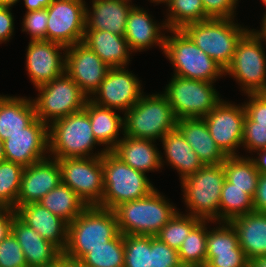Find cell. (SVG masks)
<instances>
[{
    "instance_id": "6da1fadb",
    "label": "cell",
    "mask_w": 266,
    "mask_h": 267,
    "mask_svg": "<svg viewBox=\"0 0 266 267\" xmlns=\"http://www.w3.org/2000/svg\"><path fill=\"white\" fill-rule=\"evenodd\" d=\"M118 233V223L113 210L88 206L68 224L63 260L77 263L90 249L104 246Z\"/></svg>"
},
{
    "instance_id": "7a4b0ae2",
    "label": "cell",
    "mask_w": 266,
    "mask_h": 267,
    "mask_svg": "<svg viewBox=\"0 0 266 267\" xmlns=\"http://www.w3.org/2000/svg\"><path fill=\"white\" fill-rule=\"evenodd\" d=\"M155 189L148 196L116 206L118 230L123 235L156 236L178 208Z\"/></svg>"
},
{
    "instance_id": "3957f363",
    "label": "cell",
    "mask_w": 266,
    "mask_h": 267,
    "mask_svg": "<svg viewBox=\"0 0 266 267\" xmlns=\"http://www.w3.org/2000/svg\"><path fill=\"white\" fill-rule=\"evenodd\" d=\"M49 153L55 159L102 156L106 150L92 152L97 142L90 118L81 110L52 122L48 126Z\"/></svg>"
},
{
    "instance_id": "277c9868",
    "label": "cell",
    "mask_w": 266,
    "mask_h": 267,
    "mask_svg": "<svg viewBox=\"0 0 266 267\" xmlns=\"http://www.w3.org/2000/svg\"><path fill=\"white\" fill-rule=\"evenodd\" d=\"M104 195L97 207L113 210L123 202L142 199L156 187L145 173L128 166L112 151L102 155Z\"/></svg>"
},
{
    "instance_id": "5b68a950",
    "label": "cell",
    "mask_w": 266,
    "mask_h": 267,
    "mask_svg": "<svg viewBox=\"0 0 266 267\" xmlns=\"http://www.w3.org/2000/svg\"><path fill=\"white\" fill-rule=\"evenodd\" d=\"M177 119L167 97L161 93H145L124 113V133L128 137L159 141L176 129Z\"/></svg>"
},
{
    "instance_id": "8992f818",
    "label": "cell",
    "mask_w": 266,
    "mask_h": 267,
    "mask_svg": "<svg viewBox=\"0 0 266 267\" xmlns=\"http://www.w3.org/2000/svg\"><path fill=\"white\" fill-rule=\"evenodd\" d=\"M205 54L224 70L230 64L241 38L250 30L232 19H208L181 29Z\"/></svg>"
},
{
    "instance_id": "52a82bcc",
    "label": "cell",
    "mask_w": 266,
    "mask_h": 267,
    "mask_svg": "<svg viewBox=\"0 0 266 267\" xmlns=\"http://www.w3.org/2000/svg\"><path fill=\"white\" fill-rule=\"evenodd\" d=\"M165 32H170L171 36H165L162 53L171 61L175 76L214 83L224 75V69L181 29H168Z\"/></svg>"
},
{
    "instance_id": "ba28073f",
    "label": "cell",
    "mask_w": 266,
    "mask_h": 267,
    "mask_svg": "<svg viewBox=\"0 0 266 267\" xmlns=\"http://www.w3.org/2000/svg\"><path fill=\"white\" fill-rule=\"evenodd\" d=\"M226 177L223 163L204 165L181 181L184 204L191 216L219 222L221 190Z\"/></svg>"
},
{
    "instance_id": "9c48e42d",
    "label": "cell",
    "mask_w": 266,
    "mask_h": 267,
    "mask_svg": "<svg viewBox=\"0 0 266 267\" xmlns=\"http://www.w3.org/2000/svg\"><path fill=\"white\" fill-rule=\"evenodd\" d=\"M213 85L212 82L173 75L163 94L177 120L203 118L222 100Z\"/></svg>"
},
{
    "instance_id": "30bf717a",
    "label": "cell",
    "mask_w": 266,
    "mask_h": 267,
    "mask_svg": "<svg viewBox=\"0 0 266 267\" xmlns=\"http://www.w3.org/2000/svg\"><path fill=\"white\" fill-rule=\"evenodd\" d=\"M36 89L38 97L32 99L36 116L48 126L57 119L83 110L88 101L66 72Z\"/></svg>"
},
{
    "instance_id": "8fae6325",
    "label": "cell",
    "mask_w": 266,
    "mask_h": 267,
    "mask_svg": "<svg viewBox=\"0 0 266 267\" xmlns=\"http://www.w3.org/2000/svg\"><path fill=\"white\" fill-rule=\"evenodd\" d=\"M262 42L250 29L239 41L230 64L224 70V76L234 77L245 95L266 92V54Z\"/></svg>"
},
{
    "instance_id": "7c38bea8",
    "label": "cell",
    "mask_w": 266,
    "mask_h": 267,
    "mask_svg": "<svg viewBox=\"0 0 266 267\" xmlns=\"http://www.w3.org/2000/svg\"><path fill=\"white\" fill-rule=\"evenodd\" d=\"M57 160L62 183L69 186L87 206H97L104 195L102 156Z\"/></svg>"
},
{
    "instance_id": "4fadbf2b",
    "label": "cell",
    "mask_w": 266,
    "mask_h": 267,
    "mask_svg": "<svg viewBox=\"0 0 266 267\" xmlns=\"http://www.w3.org/2000/svg\"><path fill=\"white\" fill-rule=\"evenodd\" d=\"M85 0H53L47 8V41L65 47L81 43L85 33Z\"/></svg>"
},
{
    "instance_id": "5bb4252c",
    "label": "cell",
    "mask_w": 266,
    "mask_h": 267,
    "mask_svg": "<svg viewBox=\"0 0 266 267\" xmlns=\"http://www.w3.org/2000/svg\"><path fill=\"white\" fill-rule=\"evenodd\" d=\"M246 112L244 105L222 99L205 117L209 134L226 156H238L243 141Z\"/></svg>"
},
{
    "instance_id": "9a60e30c",
    "label": "cell",
    "mask_w": 266,
    "mask_h": 267,
    "mask_svg": "<svg viewBox=\"0 0 266 267\" xmlns=\"http://www.w3.org/2000/svg\"><path fill=\"white\" fill-rule=\"evenodd\" d=\"M126 67L110 68L98 90L90 98L97 105L125 113L143 95L139 78Z\"/></svg>"
},
{
    "instance_id": "2e32d148",
    "label": "cell",
    "mask_w": 266,
    "mask_h": 267,
    "mask_svg": "<svg viewBox=\"0 0 266 267\" xmlns=\"http://www.w3.org/2000/svg\"><path fill=\"white\" fill-rule=\"evenodd\" d=\"M65 55V72L90 99L110 67L82 42L68 46Z\"/></svg>"
},
{
    "instance_id": "e0dca14e",
    "label": "cell",
    "mask_w": 266,
    "mask_h": 267,
    "mask_svg": "<svg viewBox=\"0 0 266 267\" xmlns=\"http://www.w3.org/2000/svg\"><path fill=\"white\" fill-rule=\"evenodd\" d=\"M66 49L59 43L47 40L29 42L25 68L35 88L65 73Z\"/></svg>"
},
{
    "instance_id": "ac0fdd59",
    "label": "cell",
    "mask_w": 266,
    "mask_h": 267,
    "mask_svg": "<svg viewBox=\"0 0 266 267\" xmlns=\"http://www.w3.org/2000/svg\"><path fill=\"white\" fill-rule=\"evenodd\" d=\"M5 160L29 166L49 154L48 125L36 118L22 132L3 141Z\"/></svg>"
},
{
    "instance_id": "d6986e66",
    "label": "cell",
    "mask_w": 266,
    "mask_h": 267,
    "mask_svg": "<svg viewBox=\"0 0 266 267\" xmlns=\"http://www.w3.org/2000/svg\"><path fill=\"white\" fill-rule=\"evenodd\" d=\"M62 182L58 160L48 156L26 166L23 170L16 209L29 203H37Z\"/></svg>"
},
{
    "instance_id": "ffe728a7",
    "label": "cell",
    "mask_w": 266,
    "mask_h": 267,
    "mask_svg": "<svg viewBox=\"0 0 266 267\" xmlns=\"http://www.w3.org/2000/svg\"><path fill=\"white\" fill-rule=\"evenodd\" d=\"M11 233L23 250L27 267H56L63 261V252L17 215L13 218Z\"/></svg>"
},
{
    "instance_id": "44dd1931",
    "label": "cell",
    "mask_w": 266,
    "mask_h": 267,
    "mask_svg": "<svg viewBox=\"0 0 266 267\" xmlns=\"http://www.w3.org/2000/svg\"><path fill=\"white\" fill-rule=\"evenodd\" d=\"M156 23L152 15L140 6H133L130 10L126 29L125 39L128 42L132 52H142L152 48L154 45L159 46L164 51L165 33L161 31L168 30L166 23Z\"/></svg>"
},
{
    "instance_id": "7402d4cb",
    "label": "cell",
    "mask_w": 266,
    "mask_h": 267,
    "mask_svg": "<svg viewBox=\"0 0 266 267\" xmlns=\"http://www.w3.org/2000/svg\"><path fill=\"white\" fill-rule=\"evenodd\" d=\"M86 6L85 30L108 31L125 36L127 17L134 6L132 0H92ZM92 9V10H91Z\"/></svg>"
},
{
    "instance_id": "603a6c76",
    "label": "cell",
    "mask_w": 266,
    "mask_h": 267,
    "mask_svg": "<svg viewBox=\"0 0 266 267\" xmlns=\"http://www.w3.org/2000/svg\"><path fill=\"white\" fill-rule=\"evenodd\" d=\"M16 215L40 236L55 244L62 252L67 246L68 223L51 213L39 202L19 206Z\"/></svg>"
},
{
    "instance_id": "cb8c5ba5",
    "label": "cell",
    "mask_w": 266,
    "mask_h": 267,
    "mask_svg": "<svg viewBox=\"0 0 266 267\" xmlns=\"http://www.w3.org/2000/svg\"><path fill=\"white\" fill-rule=\"evenodd\" d=\"M155 142L150 139H138L123 135L112 152L137 171L145 174L149 171L155 172L165 165L162 153L155 146Z\"/></svg>"
},
{
    "instance_id": "d4e9b609",
    "label": "cell",
    "mask_w": 266,
    "mask_h": 267,
    "mask_svg": "<svg viewBox=\"0 0 266 267\" xmlns=\"http://www.w3.org/2000/svg\"><path fill=\"white\" fill-rule=\"evenodd\" d=\"M176 129L190 144L203 165H218L225 161L227 156L214 142L203 118L179 119Z\"/></svg>"
},
{
    "instance_id": "484cf974",
    "label": "cell",
    "mask_w": 266,
    "mask_h": 267,
    "mask_svg": "<svg viewBox=\"0 0 266 267\" xmlns=\"http://www.w3.org/2000/svg\"><path fill=\"white\" fill-rule=\"evenodd\" d=\"M229 223L236 231L239 246L249 261L266 256V214L253 211L233 218Z\"/></svg>"
},
{
    "instance_id": "4316f807",
    "label": "cell",
    "mask_w": 266,
    "mask_h": 267,
    "mask_svg": "<svg viewBox=\"0 0 266 267\" xmlns=\"http://www.w3.org/2000/svg\"><path fill=\"white\" fill-rule=\"evenodd\" d=\"M82 43L96 53L110 68H127L131 61L130 54L133 52L124 36L108 31L85 30Z\"/></svg>"
},
{
    "instance_id": "83f0119b",
    "label": "cell",
    "mask_w": 266,
    "mask_h": 267,
    "mask_svg": "<svg viewBox=\"0 0 266 267\" xmlns=\"http://www.w3.org/2000/svg\"><path fill=\"white\" fill-rule=\"evenodd\" d=\"M33 100L27 97L0 95V139L22 132L35 119Z\"/></svg>"
},
{
    "instance_id": "f1b7e54d",
    "label": "cell",
    "mask_w": 266,
    "mask_h": 267,
    "mask_svg": "<svg viewBox=\"0 0 266 267\" xmlns=\"http://www.w3.org/2000/svg\"><path fill=\"white\" fill-rule=\"evenodd\" d=\"M90 118L91 128L97 142L106 151H112L122 139L119 133H124L123 116L116 110L95 104L90 99L83 109Z\"/></svg>"
},
{
    "instance_id": "f546056e",
    "label": "cell",
    "mask_w": 266,
    "mask_h": 267,
    "mask_svg": "<svg viewBox=\"0 0 266 267\" xmlns=\"http://www.w3.org/2000/svg\"><path fill=\"white\" fill-rule=\"evenodd\" d=\"M165 160L174 170H177L180 180L193 175L204 165L190 144L177 130L168 132L161 140Z\"/></svg>"
},
{
    "instance_id": "4dcf8cb0",
    "label": "cell",
    "mask_w": 266,
    "mask_h": 267,
    "mask_svg": "<svg viewBox=\"0 0 266 267\" xmlns=\"http://www.w3.org/2000/svg\"><path fill=\"white\" fill-rule=\"evenodd\" d=\"M39 203L68 224L88 207L69 186L62 182L41 198Z\"/></svg>"
},
{
    "instance_id": "1f68e13d",
    "label": "cell",
    "mask_w": 266,
    "mask_h": 267,
    "mask_svg": "<svg viewBox=\"0 0 266 267\" xmlns=\"http://www.w3.org/2000/svg\"><path fill=\"white\" fill-rule=\"evenodd\" d=\"M241 156L226 157L223 162L225 177L233 187L243 189L253 198L260 174L250 156Z\"/></svg>"
},
{
    "instance_id": "d6a6232c",
    "label": "cell",
    "mask_w": 266,
    "mask_h": 267,
    "mask_svg": "<svg viewBox=\"0 0 266 267\" xmlns=\"http://www.w3.org/2000/svg\"><path fill=\"white\" fill-rule=\"evenodd\" d=\"M253 211V198L243 189L233 187V184L225 179L220 196L219 222H229Z\"/></svg>"
},
{
    "instance_id": "836d02e7",
    "label": "cell",
    "mask_w": 266,
    "mask_h": 267,
    "mask_svg": "<svg viewBox=\"0 0 266 267\" xmlns=\"http://www.w3.org/2000/svg\"><path fill=\"white\" fill-rule=\"evenodd\" d=\"M214 223L210 220H201L184 239L178 249L180 261L183 265L206 266L207 253V223Z\"/></svg>"
},
{
    "instance_id": "e575fe53",
    "label": "cell",
    "mask_w": 266,
    "mask_h": 267,
    "mask_svg": "<svg viewBox=\"0 0 266 267\" xmlns=\"http://www.w3.org/2000/svg\"><path fill=\"white\" fill-rule=\"evenodd\" d=\"M77 263L82 267H124V235L119 232L104 246L90 249Z\"/></svg>"
},
{
    "instance_id": "d590c367",
    "label": "cell",
    "mask_w": 266,
    "mask_h": 267,
    "mask_svg": "<svg viewBox=\"0 0 266 267\" xmlns=\"http://www.w3.org/2000/svg\"><path fill=\"white\" fill-rule=\"evenodd\" d=\"M166 7L167 19L164 22L169 30L210 19L205 14L202 0H170Z\"/></svg>"
},
{
    "instance_id": "8d00e7d4",
    "label": "cell",
    "mask_w": 266,
    "mask_h": 267,
    "mask_svg": "<svg viewBox=\"0 0 266 267\" xmlns=\"http://www.w3.org/2000/svg\"><path fill=\"white\" fill-rule=\"evenodd\" d=\"M24 166L10 161L0 162V207L16 210Z\"/></svg>"
},
{
    "instance_id": "74e56055",
    "label": "cell",
    "mask_w": 266,
    "mask_h": 267,
    "mask_svg": "<svg viewBox=\"0 0 266 267\" xmlns=\"http://www.w3.org/2000/svg\"><path fill=\"white\" fill-rule=\"evenodd\" d=\"M200 221V218L187 213L185 215L177 211L162 227L156 237L169 247L178 250L184 242V239Z\"/></svg>"
},
{
    "instance_id": "f35d334b",
    "label": "cell",
    "mask_w": 266,
    "mask_h": 267,
    "mask_svg": "<svg viewBox=\"0 0 266 267\" xmlns=\"http://www.w3.org/2000/svg\"><path fill=\"white\" fill-rule=\"evenodd\" d=\"M151 236L124 235V267H150Z\"/></svg>"
},
{
    "instance_id": "ab89813d",
    "label": "cell",
    "mask_w": 266,
    "mask_h": 267,
    "mask_svg": "<svg viewBox=\"0 0 266 267\" xmlns=\"http://www.w3.org/2000/svg\"><path fill=\"white\" fill-rule=\"evenodd\" d=\"M215 223L219 225L208 230L207 252L242 250L233 226L229 222Z\"/></svg>"
},
{
    "instance_id": "60d3db41",
    "label": "cell",
    "mask_w": 266,
    "mask_h": 267,
    "mask_svg": "<svg viewBox=\"0 0 266 267\" xmlns=\"http://www.w3.org/2000/svg\"><path fill=\"white\" fill-rule=\"evenodd\" d=\"M178 250L151 236L150 267H181Z\"/></svg>"
},
{
    "instance_id": "b9f144b4",
    "label": "cell",
    "mask_w": 266,
    "mask_h": 267,
    "mask_svg": "<svg viewBox=\"0 0 266 267\" xmlns=\"http://www.w3.org/2000/svg\"><path fill=\"white\" fill-rule=\"evenodd\" d=\"M0 267H27L23 250L12 233L0 242Z\"/></svg>"
},
{
    "instance_id": "7bdbcfd3",
    "label": "cell",
    "mask_w": 266,
    "mask_h": 267,
    "mask_svg": "<svg viewBox=\"0 0 266 267\" xmlns=\"http://www.w3.org/2000/svg\"><path fill=\"white\" fill-rule=\"evenodd\" d=\"M22 24V32L30 35V41L47 40V9L26 12Z\"/></svg>"
},
{
    "instance_id": "ee69618b",
    "label": "cell",
    "mask_w": 266,
    "mask_h": 267,
    "mask_svg": "<svg viewBox=\"0 0 266 267\" xmlns=\"http://www.w3.org/2000/svg\"><path fill=\"white\" fill-rule=\"evenodd\" d=\"M242 146L248 153L266 149V125H258L246 115Z\"/></svg>"
},
{
    "instance_id": "f6af8a7d",
    "label": "cell",
    "mask_w": 266,
    "mask_h": 267,
    "mask_svg": "<svg viewBox=\"0 0 266 267\" xmlns=\"http://www.w3.org/2000/svg\"><path fill=\"white\" fill-rule=\"evenodd\" d=\"M250 261L243 250L207 252L205 267H249Z\"/></svg>"
},
{
    "instance_id": "bcb514c9",
    "label": "cell",
    "mask_w": 266,
    "mask_h": 267,
    "mask_svg": "<svg viewBox=\"0 0 266 267\" xmlns=\"http://www.w3.org/2000/svg\"><path fill=\"white\" fill-rule=\"evenodd\" d=\"M238 2L239 0H202L205 14L211 19L235 18Z\"/></svg>"
},
{
    "instance_id": "7dc6e473",
    "label": "cell",
    "mask_w": 266,
    "mask_h": 267,
    "mask_svg": "<svg viewBox=\"0 0 266 267\" xmlns=\"http://www.w3.org/2000/svg\"><path fill=\"white\" fill-rule=\"evenodd\" d=\"M248 101L244 102L246 115L258 125H266V92L247 93Z\"/></svg>"
},
{
    "instance_id": "c3c4849f",
    "label": "cell",
    "mask_w": 266,
    "mask_h": 267,
    "mask_svg": "<svg viewBox=\"0 0 266 267\" xmlns=\"http://www.w3.org/2000/svg\"><path fill=\"white\" fill-rule=\"evenodd\" d=\"M10 7H0V44L12 38L14 34V16Z\"/></svg>"
},
{
    "instance_id": "681fc988",
    "label": "cell",
    "mask_w": 266,
    "mask_h": 267,
    "mask_svg": "<svg viewBox=\"0 0 266 267\" xmlns=\"http://www.w3.org/2000/svg\"><path fill=\"white\" fill-rule=\"evenodd\" d=\"M253 204L256 212L266 214V174H260Z\"/></svg>"
},
{
    "instance_id": "f907efd6",
    "label": "cell",
    "mask_w": 266,
    "mask_h": 267,
    "mask_svg": "<svg viewBox=\"0 0 266 267\" xmlns=\"http://www.w3.org/2000/svg\"><path fill=\"white\" fill-rule=\"evenodd\" d=\"M16 215L14 209L0 210V242L11 233L13 218Z\"/></svg>"
},
{
    "instance_id": "816d5d0a",
    "label": "cell",
    "mask_w": 266,
    "mask_h": 267,
    "mask_svg": "<svg viewBox=\"0 0 266 267\" xmlns=\"http://www.w3.org/2000/svg\"><path fill=\"white\" fill-rule=\"evenodd\" d=\"M26 12L47 9L53 0H23Z\"/></svg>"
},
{
    "instance_id": "f5cc1de1",
    "label": "cell",
    "mask_w": 266,
    "mask_h": 267,
    "mask_svg": "<svg viewBox=\"0 0 266 267\" xmlns=\"http://www.w3.org/2000/svg\"><path fill=\"white\" fill-rule=\"evenodd\" d=\"M257 157L252 158L259 174H266V149L256 151Z\"/></svg>"
},
{
    "instance_id": "db71d44e",
    "label": "cell",
    "mask_w": 266,
    "mask_h": 267,
    "mask_svg": "<svg viewBox=\"0 0 266 267\" xmlns=\"http://www.w3.org/2000/svg\"><path fill=\"white\" fill-rule=\"evenodd\" d=\"M261 23V30L252 29V31L266 44V13L263 16Z\"/></svg>"
},
{
    "instance_id": "11a10c76",
    "label": "cell",
    "mask_w": 266,
    "mask_h": 267,
    "mask_svg": "<svg viewBox=\"0 0 266 267\" xmlns=\"http://www.w3.org/2000/svg\"><path fill=\"white\" fill-rule=\"evenodd\" d=\"M249 267H266V256H259L252 259Z\"/></svg>"
},
{
    "instance_id": "9f6ffc18",
    "label": "cell",
    "mask_w": 266,
    "mask_h": 267,
    "mask_svg": "<svg viewBox=\"0 0 266 267\" xmlns=\"http://www.w3.org/2000/svg\"><path fill=\"white\" fill-rule=\"evenodd\" d=\"M20 0H0V7H13Z\"/></svg>"
},
{
    "instance_id": "6f0895ef",
    "label": "cell",
    "mask_w": 266,
    "mask_h": 267,
    "mask_svg": "<svg viewBox=\"0 0 266 267\" xmlns=\"http://www.w3.org/2000/svg\"><path fill=\"white\" fill-rule=\"evenodd\" d=\"M1 161H5V152H4L3 141L0 139V162Z\"/></svg>"
},
{
    "instance_id": "680465c9",
    "label": "cell",
    "mask_w": 266,
    "mask_h": 267,
    "mask_svg": "<svg viewBox=\"0 0 266 267\" xmlns=\"http://www.w3.org/2000/svg\"><path fill=\"white\" fill-rule=\"evenodd\" d=\"M56 267H72V262L63 260L58 266Z\"/></svg>"
},
{
    "instance_id": "91938a15",
    "label": "cell",
    "mask_w": 266,
    "mask_h": 267,
    "mask_svg": "<svg viewBox=\"0 0 266 267\" xmlns=\"http://www.w3.org/2000/svg\"><path fill=\"white\" fill-rule=\"evenodd\" d=\"M150 2L151 3H153L154 2V4L156 3V5H158V4H162V3H164V5H167L169 2H170V0H150Z\"/></svg>"
},
{
    "instance_id": "94428289",
    "label": "cell",
    "mask_w": 266,
    "mask_h": 267,
    "mask_svg": "<svg viewBox=\"0 0 266 267\" xmlns=\"http://www.w3.org/2000/svg\"><path fill=\"white\" fill-rule=\"evenodd\" d=\"M181 267H202V266H196V265H182Z\"/></svg>"
},
{
    "instance_id": "6125c7cd",
    "label": "cell",
    "mask_w": 266,
    "mask_h": 267,
    "mask_svg": "<svg viewBox=\"0 0 266 267\" xmlns=\"http://www.w3.org/2000/svg\"><path fill=\"white\" fill-rule=\"evenodd\" d=\"M72 267H82V266H80L78 263L72 262Z\"/></svg>"
},
{
    "instance_id": "be15d7a7",
    "label": "cell",
    "mask_w": 266,
    "mask_h": 267,
    "mask_svg": "<svg viewBox=\"0 0 266 267\" xmlns=\"http://www.w3.org/2000/svg\"><path fill=\"white\" fill-rule=\"evenodd\" d=\"M261 1H262L263 5L266 6V0H261ZM265 13H266V11H265Z\"/></svg>"
}]
</instances>
